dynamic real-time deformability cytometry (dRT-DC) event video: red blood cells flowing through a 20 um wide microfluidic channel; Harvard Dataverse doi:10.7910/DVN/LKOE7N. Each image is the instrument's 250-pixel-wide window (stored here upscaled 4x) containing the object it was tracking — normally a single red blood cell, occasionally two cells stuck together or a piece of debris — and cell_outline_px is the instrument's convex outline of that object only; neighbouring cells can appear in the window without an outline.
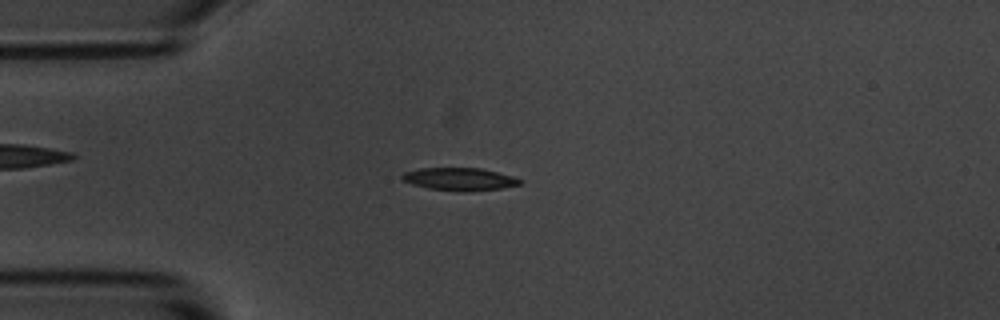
{"species": "common noctule bat (a hibernating species)", "species_latin": "Nyctalus noctula", "temperature_condition": "room temperature", "stored_images_in_passage": 43, "camera_frame_rate_fps": 3000, "um_per_image_px": 0.085, "animal": {"sex": "male", "body_mass_g": 20.1, "forearm_length_mm": 53.5}, "frame": {"image": 1, "passage_image": 2, "time_ms": 0.333, "image_size_px": [1000, 320], "cell_outline_px": [[520, 184], [500, 188], [468, 192], [464, 192], [428, 188], [412, 184], [400, 180], [400, 176], [404, 172], [420, 168], [480, 168], [512, 176], [520, 180]], "centroid_in_image_um": [38.99, 15.22], "position_along_channel_um": 46.0, "area_um2": 15.49}}
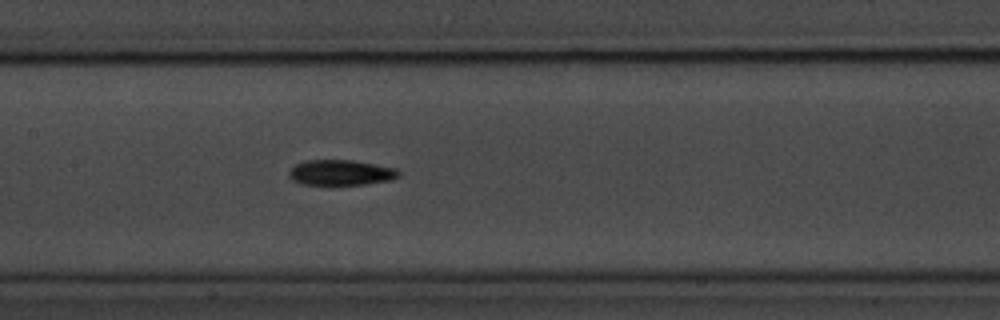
{"frame": {"image": 2, "passage_image": 14, "time_ms": 4.333, "image_size_px": [1000, 320], "cell_outline_px": [[400, 176], [392, 180], [364, 184], [304, 184], [292, 180], [288, 176], [288, 172], [296, 164], [304, 160], [352, 160], [396, 168], [400, 172]], "centroid_in_image_um": [28.98, 14.66], "position_along_channel_um": 178.4, "area_um2": 16.18}}
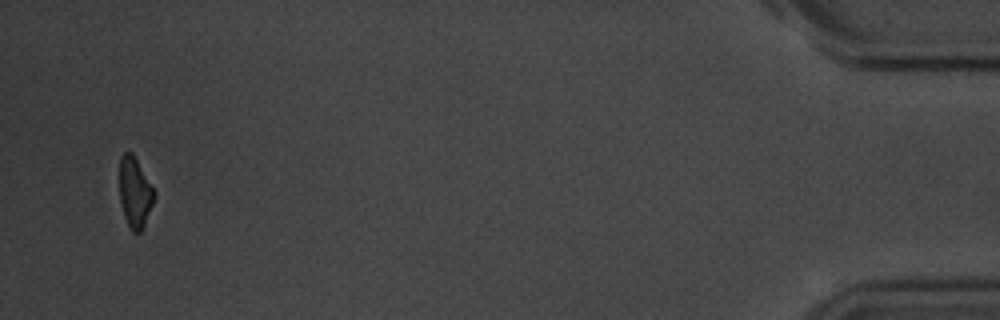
{"frame": {"image": 3, "passage_image": 41, "time_ms": 13.333, "image_size_px": [1000, 320], "cell_outline_px": [[156, 196], [144, 228], [140, 232], [132, 232], [124, 216], [120, 200], [120, 156], [124, 152], [132, 152], [156, 192]], "centroid_in_image_um": [11.49, 16.37], "position_along_channel_um": 423.7, "area_um2": 14.33}, "authors_computed_cell_mechanics": {"area_um2": 15.7794, "velocity_mm_per_s": 3.6686, "shape_relaxation_time_tau1_ms": 2.3696, "shape_relaxation_time_tau2_ms": 8.9915, "deformation_change_tau1": 0.124, "deformation_change_tau2": 0.1782}}